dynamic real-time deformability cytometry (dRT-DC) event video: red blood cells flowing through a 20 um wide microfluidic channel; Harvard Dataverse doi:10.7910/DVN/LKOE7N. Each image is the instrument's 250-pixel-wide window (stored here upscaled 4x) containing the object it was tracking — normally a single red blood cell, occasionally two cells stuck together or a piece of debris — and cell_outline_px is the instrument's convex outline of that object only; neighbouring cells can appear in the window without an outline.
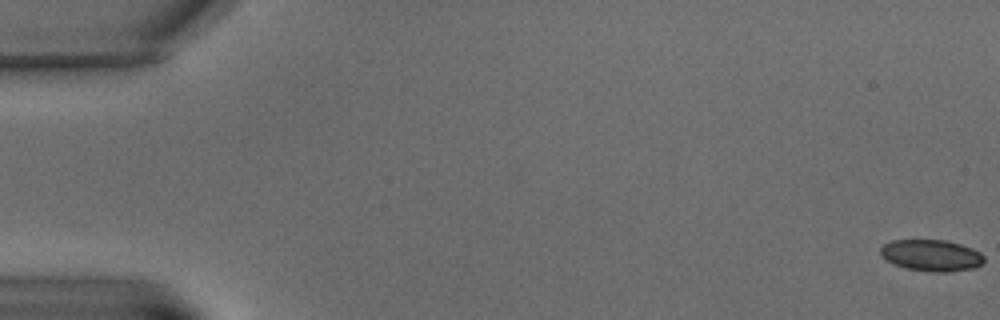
{"species": "common noctule bat (a hibernating species)", "species_latin": "Nyctalus noctula", "temperature_condition": "warm", "stored_images_in_passage": 8, "camera_frame_rate_fps": 3000, "um_per_image_px": 0.085, "animal": {"sex": "male", "body_mass_g": 15.6}, "frame": {"image": 1, "passage_image": 1, "time_ms": 0.0, "image_size_px": [1000, 320], "cell_outline_px": [[984, 264], [972, 268], [952, 272], [932, 272], [908, 268], [896, 264], [888, 260], [880, 252], [880, 248], [884, 244], [892, 240], [944, 240], [960, 244], [972, 248], [980, 252], [984, 256]], "centroid_in_image_um": [79.22, 21.7], "position_along_channel_um": 5.8, "area_um2": 18.84}}
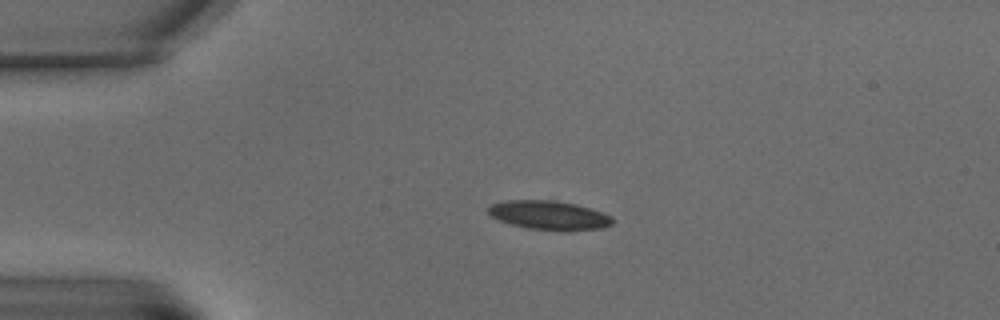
{"frame": {"image": 2, "passage_image": 6, "time_ms": 5.667, "image_size_px": [1000, 320], "cell_outline_px": [[612, 224], [604, 228], [568, 232], [564, 232], [528, 228], [512, 224], [500, 220], [492, 216], [488, 212], [488, 208], [492, 204], [504, 200], [556, 200], [576, 204], [612, 216]], "centroid_in_image_um": [46.7, 18.31], "position_along_channel_um": 38.3, "area_um2": 21.15}}
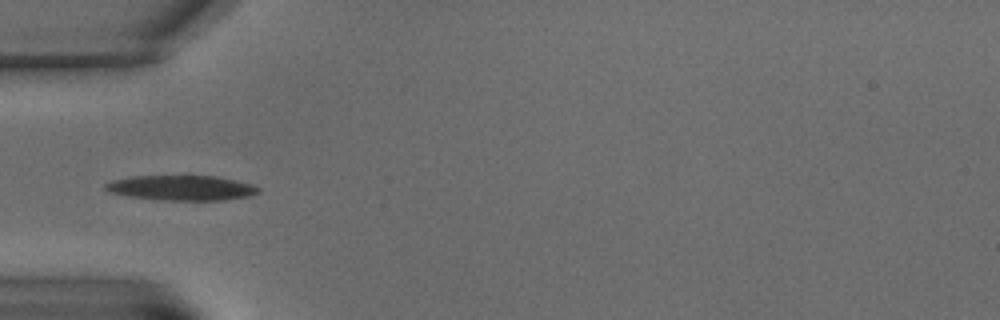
{"frame": {"image": 3, "passage_image": 8, "time_ms": 8.0, "image_size_px": [1000, 320], "cell_outline_px": [[260, 192], [252, 196], [224, 200], [164, 200], [128, 196], [108, 192], [104, 188], [104, 184], [112, 180], [132, 176], [216, 176], [236, 180], [252, 184], [260, 188]], "centroid_in_image_um": [15.45, 15.97], "position_along_channel_um": 69.6, "area_um2": 22.43}}